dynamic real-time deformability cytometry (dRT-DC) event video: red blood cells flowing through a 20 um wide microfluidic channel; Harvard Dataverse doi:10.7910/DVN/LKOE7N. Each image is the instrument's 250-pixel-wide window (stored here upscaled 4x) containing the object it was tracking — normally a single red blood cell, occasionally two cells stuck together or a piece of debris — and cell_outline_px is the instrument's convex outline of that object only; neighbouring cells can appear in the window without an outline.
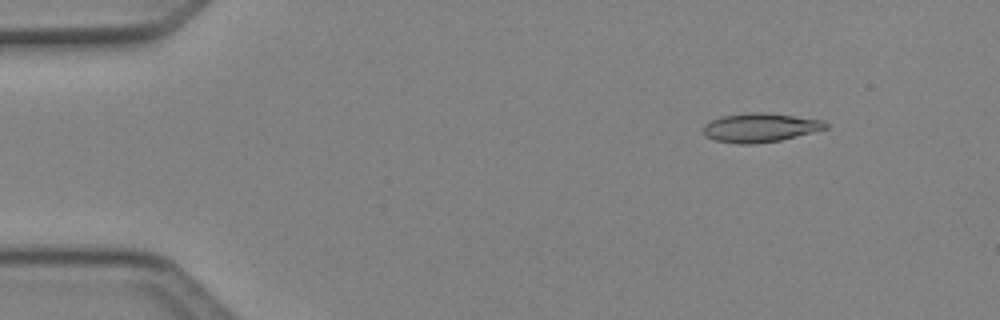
{"species": "Egyptian fruit bat (a non-hibernating species)", "species_latin": "Rousettus aegyptiacus", "temperature_condition": "cold", "stored_images_in_passage": 5, "camera_frame_rate_fps": 3000, "um_per_image_px": 0.085, "animal": {"sex": "female"}, "frame": {"image": 1, "passage_image": 2, "time_ms": 0.333, "image_size_px": [1000, 320], "cell_outline_px": [[828, 128], [780, 140], [756, 144], [736, 144], [716, 140], [704, 136], [704, 124], [720, 116], [752, 112], [764, 112], [824, 120], [828, 124]], "centroid_in_image_um": [64.6, 10.85], "position_along_channel_um": 20.4, "area_um2": 20.63}}
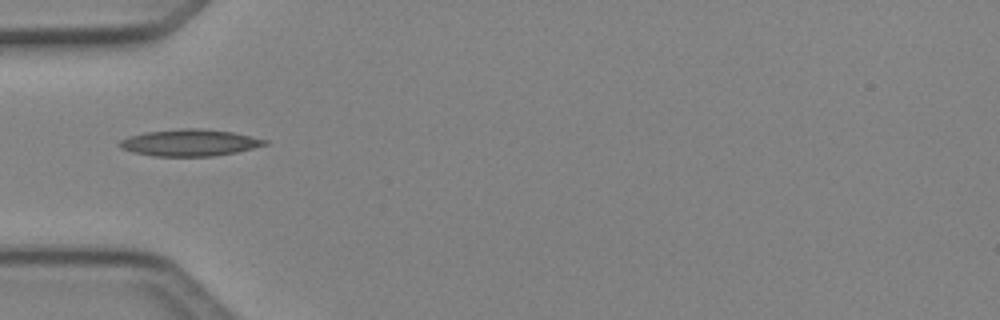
{"frame": {"image": 2, "passage_image": 5, "time_ms": 1.333, "image_size_px": [1000, 320], "cell_outline_px": [[268, 144], [236, 152], [212, 156], [152, 156], [132, 152], [120, 148], [116, 144], [120, 140], [128, 136], [144, 132], [180, 128], [204, 128], [232, 132], [268, 140]], "centroid_in_image_um": [16.06, 12.12], "position_along_channel_um": 68.9, "area_um2": 22.77}}